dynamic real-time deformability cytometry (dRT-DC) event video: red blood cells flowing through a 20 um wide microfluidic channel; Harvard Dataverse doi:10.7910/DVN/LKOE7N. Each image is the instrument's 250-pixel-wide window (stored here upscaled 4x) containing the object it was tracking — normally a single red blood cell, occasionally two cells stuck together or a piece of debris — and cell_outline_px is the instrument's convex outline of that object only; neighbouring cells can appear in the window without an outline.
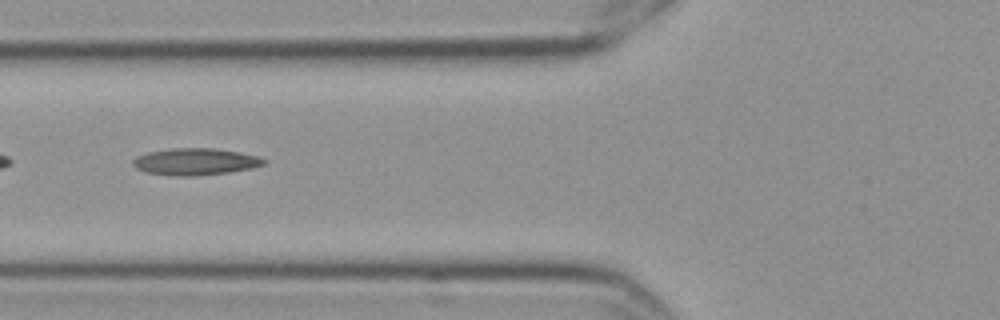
{"species": "Egyptian fruit bat (a non-hibernating species)", "species_latin": "Rousettus aegyptiacus", "temperature_condition": "cold", "stored_images_in_passage": 15, "camera_frame_rate_fps": 3000, "um_per_image_px": 0.085, "frame": {"image": 1, "passage_image": 6, "time_ms": 1.667, "image_size_px": [1000, 320], "cell_outline_px": [[268, 160], [264, 164], [252, 168], [228, 172], [196, 176], [168, 176], [148, 172], [136, 168], [132, 164], [132, 160], [136, 156], [148, 152], [172, 148], [212, 148], [240, 152], [256, 156]], "centroid_in_image_um": [16.58, 13.74], "position_along_channel_um": 109.2, "area_um2": 20.52}}
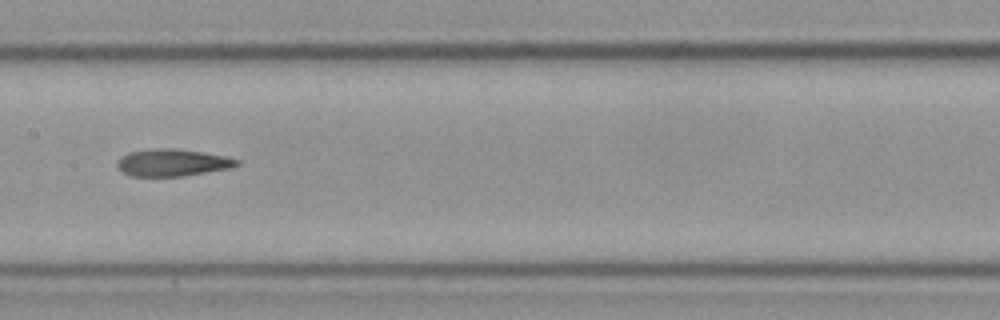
{"frame": {"image": 2, "passage_image": 8, "time_ms": 2.333, "image_size_px": [1000, 320], "cell_outline_px": [[240, 164], [228, 168], [180, 176], [132, 176], [124, 172], [116, 164], [120, 156], [128, 152], [152, 148], [172, 148], [200, 152], [224, 156], [240, 160]], "centroid_in_image_um": [14.61, 13.81], "position_along_channel_um": 192.8, "area_um2": 18.61}}
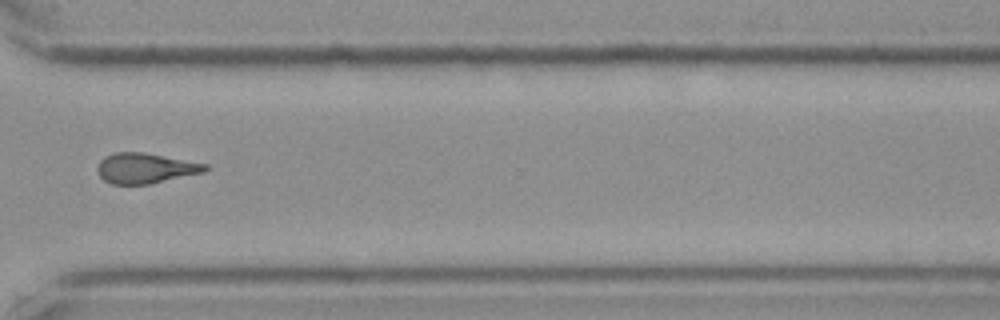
{"frame": {"image": 3, "passage_image": 12, "time_ms": 3.667, "image_size_px": [1000, 320], "cell_outline_px": [[208, 168], [204, 172], [148, 184], [112, 184], [104, 180], [100, 176], [96, 168], [100, 160], [104, 156], [116, 152], [140, 152], [208, 164]], "centroid_in_image_um": [12.32, 14.3], "position_along_channel_um": 358.3, "area_um2": 18.79}}